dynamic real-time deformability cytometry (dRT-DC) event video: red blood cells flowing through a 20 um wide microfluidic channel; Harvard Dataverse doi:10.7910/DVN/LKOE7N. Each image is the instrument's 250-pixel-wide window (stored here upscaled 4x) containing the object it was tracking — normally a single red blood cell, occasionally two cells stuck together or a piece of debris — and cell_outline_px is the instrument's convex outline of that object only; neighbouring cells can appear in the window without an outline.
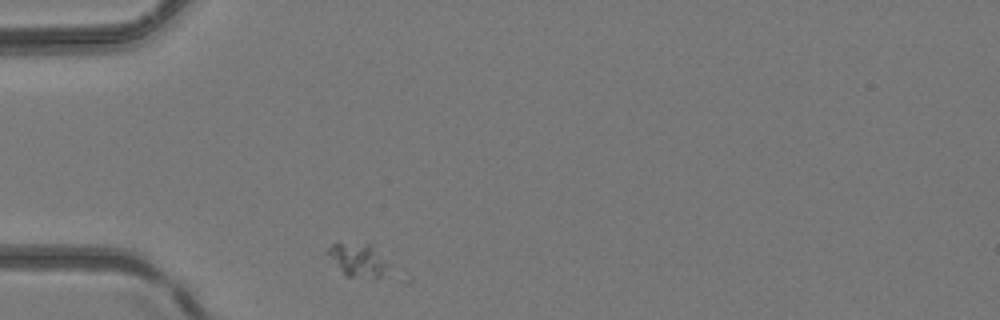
{"species": "common noctule bat (a hibernating species)", "species_latin": "Nyctalus noctula", "temperature_condition": "room temperature", "stored_images_in_passage": 28, "camera_frame_rate_fps": 3000, "um_per_image_px": 0.085, "animal": {"sex": "female", "body_mass_g": 24.6, "forearm_length_mm": 56.2}, "frame": {"image": 1, "passage_image": 1, "time_ms": 0.0, "image_size_px": [1000, 320], "cell_outline_px": [[412, 284], [408, 284], [372, 280], [344, 276], [324, 252], [332, 244], [368, 244], [396, 264], [412, 280]], "centroid_in_image_um": [31.07, 22.4], "position_along_channel_um": 53.9, "area_um2": 15.32}}
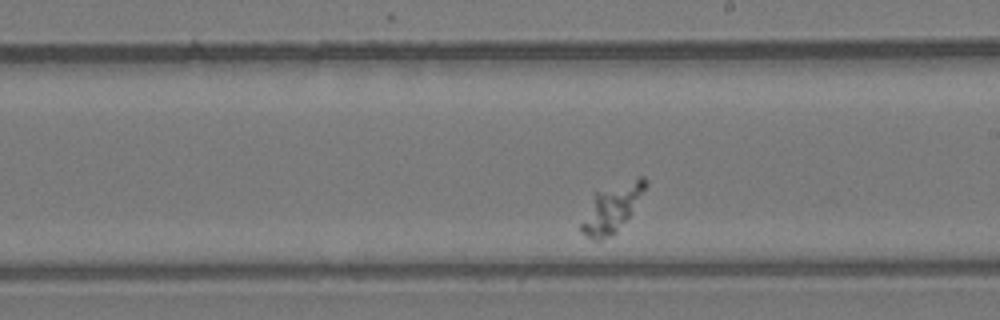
{"frame": {"image": 2, "passage_image": 16, "time_ms": 5.0, "image_size_px": [1000, 320], "cell_outline_px": [[648, 184], [628, 216], [616, 232], [600, 240], [592, 240], [580, 232], [580, 224], [596, 192], [640, 176], [644, 176], [648, 180]], "centroid_in_image_um": [52.0, 17.7], "position_along_channel_um": 237.0, "area_um2": 17.17}}
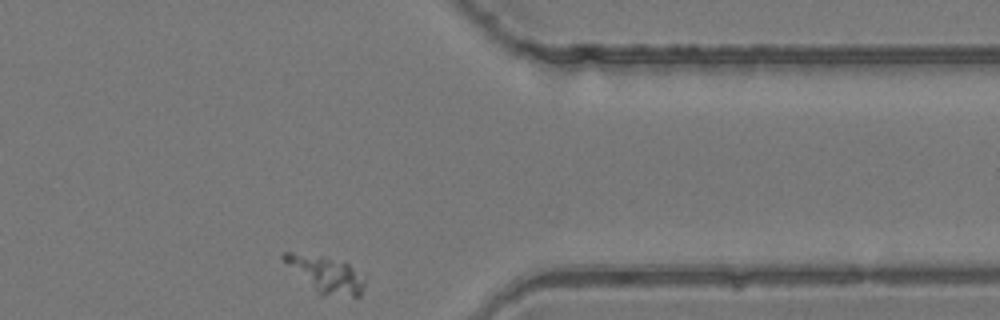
{"frame": {"image": 3, "passage_image": 28, "time_ms": 9.0, "image_size_px": [1000, 320], "cell_outline_px": [[364, 284], [360, 296], [316, 296], [280, 260], [280, 256], [284, 252], [292, 252], [320, 256], [344, 260], [364, 276]], "centroid_in_image_um": [27.61, 23.34], "position_along_channel_um": 383.8, "area_um2": 18.03}}